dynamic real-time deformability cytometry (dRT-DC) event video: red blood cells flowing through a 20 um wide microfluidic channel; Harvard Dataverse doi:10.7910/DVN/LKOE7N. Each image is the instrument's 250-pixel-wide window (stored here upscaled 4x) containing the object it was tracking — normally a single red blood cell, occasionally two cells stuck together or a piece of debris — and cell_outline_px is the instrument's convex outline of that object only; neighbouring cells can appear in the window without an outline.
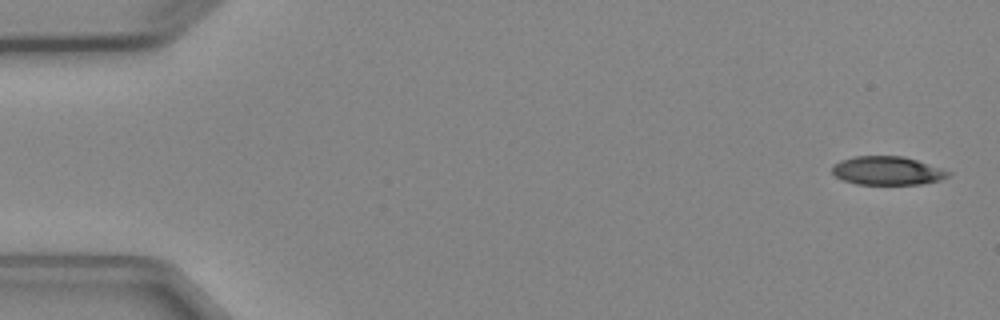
{"species": "Egyptian fruit bat (a non-hibernating species)", "species_latin": "Rousettus aegyptiacus", "temperature_condition": "cold", "stored_images_in_passage": 6, "camera_frame_rate_fps": 3000, "um_per_image_px": 0.085, "animal": {"sex": "female"}, "frame": {"image": 1, "passage_image": 1, "time_ms": 0.0, "image_size_px": [1000, 320], "cell_outline_px": [[952, 172], [948, 176], [940, 180], [924, 184], [856, 184], [844, 180], [836, 176], [832, 172], [832, 164], [840, 160], [856, 156], [904, 156]], "centroid_in_image_um": [75.41, 14.51], "position_along_channel_um": 9.6, "area_um2": 19.25}}
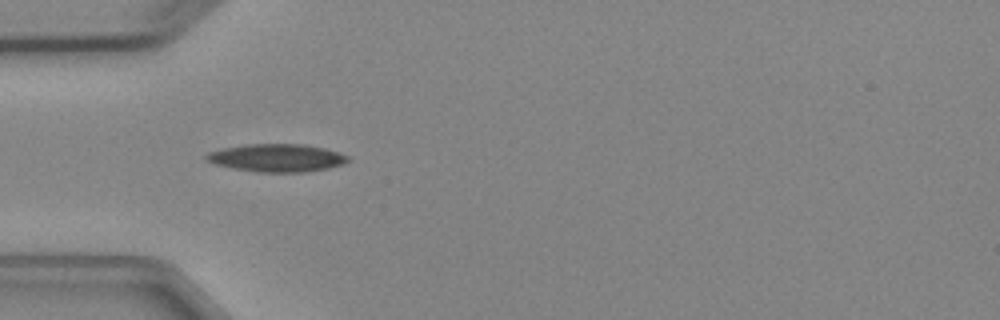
{"frame": {"image": 2, "passage_image": 5, "time_ms": 4.667, "image_size_px": [1000, 320], "cell_outline_px": [[348, 160], [344, 164], [328, 168], [304, 172], [256, 172], [232, 168], [216, 164], [208, 160], [204, 156], [208, 152], [224, 148], [248, 144], [304, 144], [324, 148], [348, 156]], "centroid_in_image_um": [23.52, 13.42], "position_along_channel_um": 61.5, "area_um2": 22.77}}